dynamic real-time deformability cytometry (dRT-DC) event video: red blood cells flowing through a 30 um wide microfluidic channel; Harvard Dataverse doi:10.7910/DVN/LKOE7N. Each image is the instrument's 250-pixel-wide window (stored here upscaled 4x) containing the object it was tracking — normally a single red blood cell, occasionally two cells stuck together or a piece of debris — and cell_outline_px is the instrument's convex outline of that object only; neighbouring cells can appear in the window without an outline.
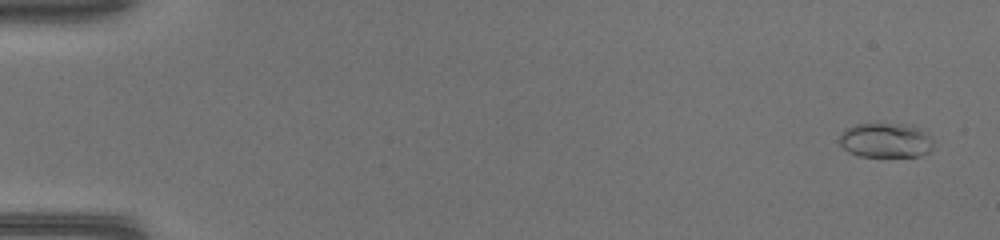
{"species": "common noctule bat (a hibernating species)", "species_latin": "Nyctalus noctula", "temperature_condition": "warm", "stored_images_in_passage": 48, "camera_frame_rate_fps": 3000, "um_per_image_px": 0.085, "animal": {"sex": "female", "body_mass_g": 17.0, "forearm_length_mm": 48.0}, "frame": {"image": 1, "passage_image": 3, "time_ms": 0.667, "image_size_px": [1000, 240], "cell_outline_px": [[932, 148], [928, 152], [920, 156], [860, 156], [848, 152], [840, 144], [840, 132], [844, 128], [856, 124], [900, 124], [920, 128], [932, 136]], "centroid_in_image_um": [75.27, 11.92], "position_along_channel_um": 9.7, "area_um2": 19.02}}
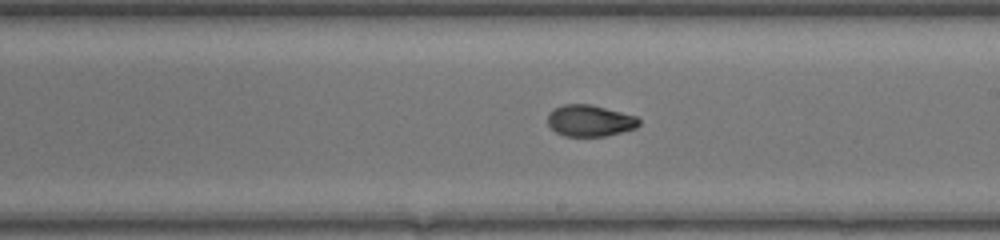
{"frame": {"image": 2, "passage_image": 29, "time_ms": 9.333, "image_size_px": [1000, 240], "cell_outline_px": [[640, 124], [636, 128], [604, 136], [564, 136], [556, 132], [548, 124], [548, 112], [564, 104], [588, 104], [636, 116], [640, 120]], "centroid_in_image_um": [50.12, 10.26], "position_along_channel_um": 238.9, "area_um2": 16.53}}
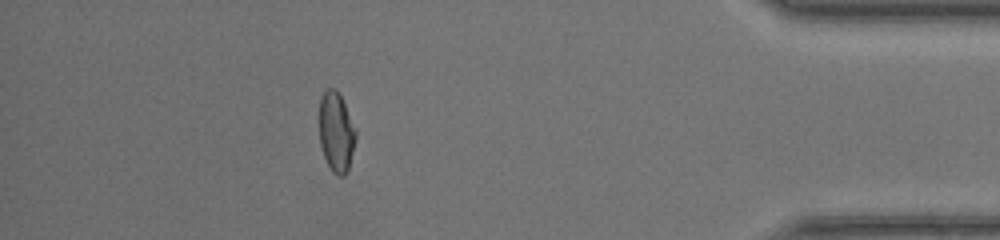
{"frame": {"image": 3, "passage_image": 43, "time_ms": 14.0, "image_size_px": [1000, 240], "cell_outline_px": [[356, 140], [348, 168], [344, 176], [336, 176], [332, 172], [324, 156], [320, 144], [320, 96], [328, 88], [336, 88], [356, 128]], "centroid_in_image_um": [28.58, 11.23], "position_along_channel_um": 406.6, "area_um2": 16.88}}